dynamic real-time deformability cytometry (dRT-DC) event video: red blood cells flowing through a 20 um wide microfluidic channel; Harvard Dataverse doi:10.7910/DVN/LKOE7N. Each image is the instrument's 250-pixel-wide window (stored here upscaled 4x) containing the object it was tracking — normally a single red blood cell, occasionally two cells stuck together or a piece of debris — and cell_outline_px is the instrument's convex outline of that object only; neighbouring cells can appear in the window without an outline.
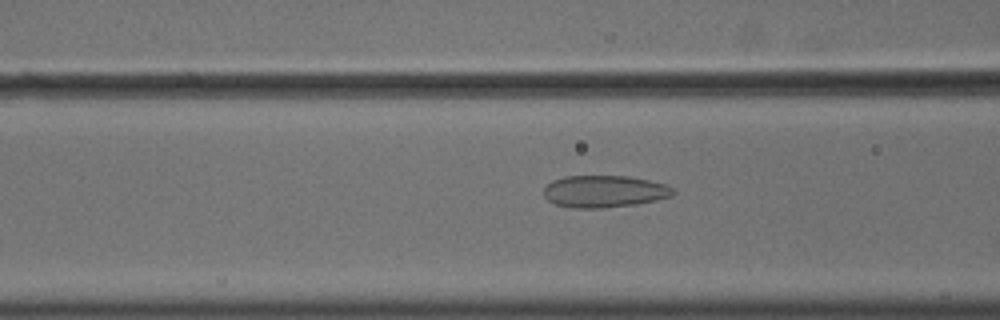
{"species": "common noctule bat (a hibernating species)", "species_latin": "Nyctalus noctula", "temperature_condition": "cold", "stored_images_in_passage": 46, "camera_frame_rate_fps": 3000, "um_per_image_px": 0.085, "animal": {"sex": "male", "body_mass_g": 18.8}, "frame": {"image": 1, "passage_image": 13, "time_ms": 4.0, "image_size_px": [1000, 320], "cell_outline_px": [[676, 192], [672, 196], [656, 200], [636, 204], [604, 208], [572, 208], [556, 204], [548, 200], [544, 196], [544, 188], [552, 180], [564, 176], [628, 176], [668, 184], [676, 188]], "centroid_in_image_um": [51.41, 16.27], "position_along_channel_um": 115.2, "area_um2": 24.39}}
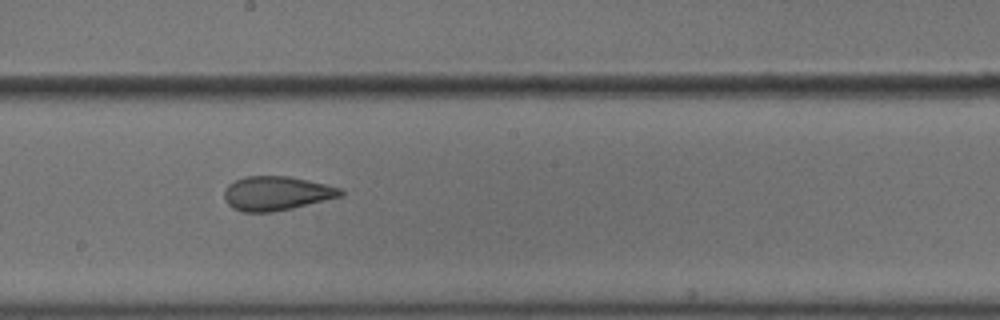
{"frame": {"image": 2, "passage_image": 22, "time_ms": 7.0, "image_size_px": [1000, 320], "cell_outline_px": [[344, 196], [292, 208], [272, 212], [244, 212], [232, 208], [228, 204], [224, 196], [224, 192], [228, 184], [244, 176], [288, 176], [308, 180], [344, 188]], "centroid_in_image_um": [23.54, 16.43], "position_along_channel_um": 224.7, "area_um2": 23.29}}
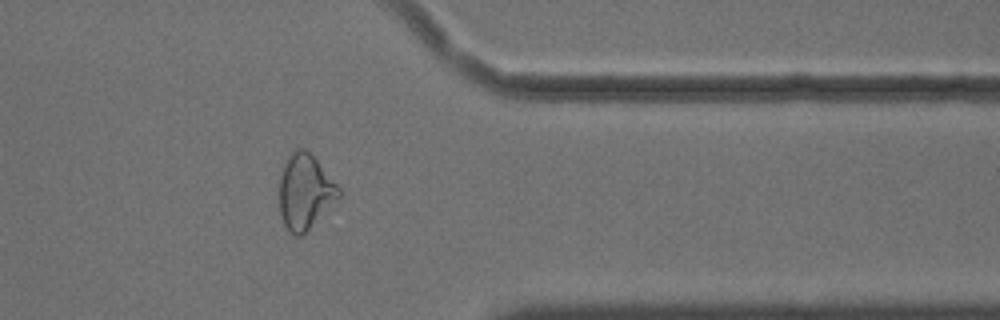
{"frame": {"image": 3, "passage_image": 36, "time_ms": 11.667, "image_size_px": [1000, 320], "cell_outline_px": [[340, 196], [304, 236], [296, 236], [288, 232], [280, 216], [280, 176], [284, 164], [292, 152], [296, 148], [304, 148], [316, 160], [340, 188]], "centroid_in_image_um": [25.91, 16.35], "position_along_channel_um": 385.5, "area_um2": 25.84}, "authors_computed_cell_mechanics": {"area_um2": 25.2008, "velocity_mm_per_s": 3.6259, "shape_relaxation_time_tau1_ms": null, "shape_relaxation_time_tau2_ms": 1.4236, "deformation_change_tau1": null, "deformation_change_tau2": 0.099}}